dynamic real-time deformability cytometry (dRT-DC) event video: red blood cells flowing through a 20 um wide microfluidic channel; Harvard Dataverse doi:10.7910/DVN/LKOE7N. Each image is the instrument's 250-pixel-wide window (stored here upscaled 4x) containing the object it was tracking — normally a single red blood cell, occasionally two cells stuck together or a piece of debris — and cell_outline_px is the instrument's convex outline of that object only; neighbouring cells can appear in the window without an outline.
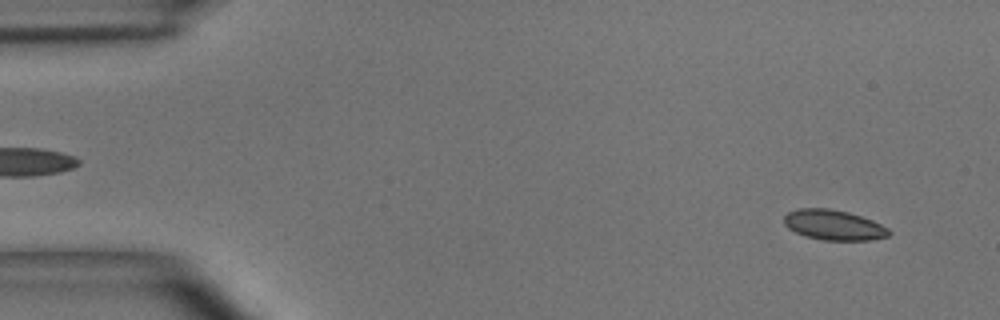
{"species": "common noctule bat (a hibernating species)", "species_latin": "Nyctalus noctula", "temperature_condition": "room temperature", "stored_images_in_passage": 9, "camera_frame_rate_fps": 3000, "um_per_image_px": 0.085, "animal": {"sex": "male", "body_mass_g": 15.6}, "frame": {"image": 1, "passage_image": 3, "time_ms": 0.667, "image_size_px": [1000, 320], "cell_outline_px": [[892, 232], [888, 236], [868, 240], [824, 240], [804, 236], [788, 228], [784, 224], [784, 216], [788, 212], [800, 208], [828, 208], [848, 212], [872, 220], [888, 228]], "centroid_in_image_um": [70.85, 19.12], "position_along_channel_um": 14.1, "area_um2": 18.38}}